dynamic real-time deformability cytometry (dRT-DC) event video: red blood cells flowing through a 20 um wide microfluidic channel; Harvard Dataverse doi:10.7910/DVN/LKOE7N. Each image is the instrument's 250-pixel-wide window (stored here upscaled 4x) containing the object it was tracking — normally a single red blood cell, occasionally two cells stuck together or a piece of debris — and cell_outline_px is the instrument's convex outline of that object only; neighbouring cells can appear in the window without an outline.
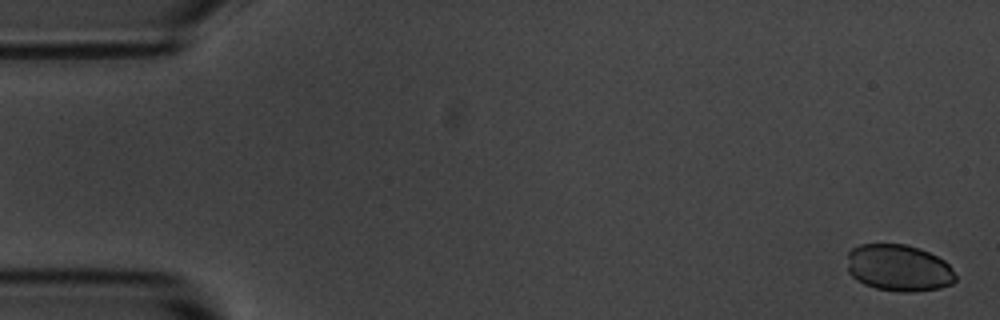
{"species": "common noctule bat (a hibernating species)", "species_latin": "Nyctalus noctula", "temperature_condition": "room temperature", "stored_images_in_passage": 5, "camera_frame_rate_fps": 3000, "um_per_image_px": 0.085, "animal": {"sex": "male", "body_mass_g": 20.1, "forearm_length_mm": 53.5}, "frame": {"image": 1, "passage_image": 1, "time_ms": 0.0, "image_size_px": [1000, 320], "cell_outline_px": [[956, 280], [952, 284], [940, 288], [916, 292], [900, 292], [876, 288], [864, 284], [856, 280], [848, 272], [848, 252], [852, 248], [860, 244], [904, 244], [920, 248], [944, 260], [952, 268], [956, 276]], "centroid_in_image_um": [76.4, 22.78], "position_along_channel_um": 8.6, "area_um2": 29.71}}